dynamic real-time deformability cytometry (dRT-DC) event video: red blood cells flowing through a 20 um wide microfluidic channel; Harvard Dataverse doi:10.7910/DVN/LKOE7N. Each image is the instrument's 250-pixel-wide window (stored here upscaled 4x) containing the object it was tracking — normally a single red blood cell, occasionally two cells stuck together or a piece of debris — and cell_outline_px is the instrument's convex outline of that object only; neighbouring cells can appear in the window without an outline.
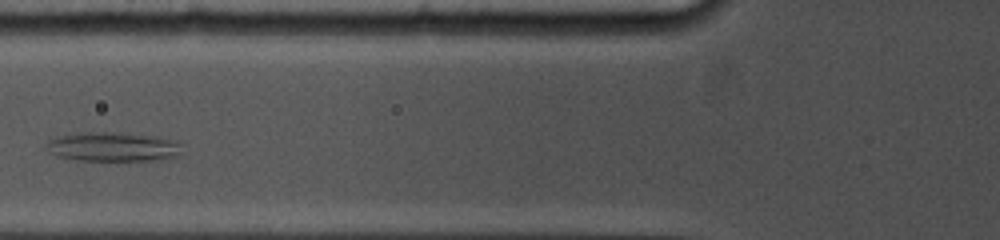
{"species": "common noctule bat (a hibernating species)", "species_latin": "Nyctalus noctula", "temperature_condition": "cold", "stored_images_in_passage": 24, "camera_frame_rate_fps": 5000, "um_per_image_px": 0.085, "animal": {"sex": "female", "body_mass_g": 19.0, "forearm_length_mm": 53.3}, "frame": {"image": 1, "passage_image": 7, "time_ms": 3.8, "image_size_px": [1000, 240], "cell_outline_px": [[180, 144], [176, 156], [156, 160], [80, 160], [56, 156], [44, 148], [44, 144], [48, 140], [60, 136], [80, 132], [116, 132], [160, 136], [176, 140]], "centroid_in_image_um": [9.55, 12.46], "position_along_channel_um": 116.3, "area_um2": 23.18}}
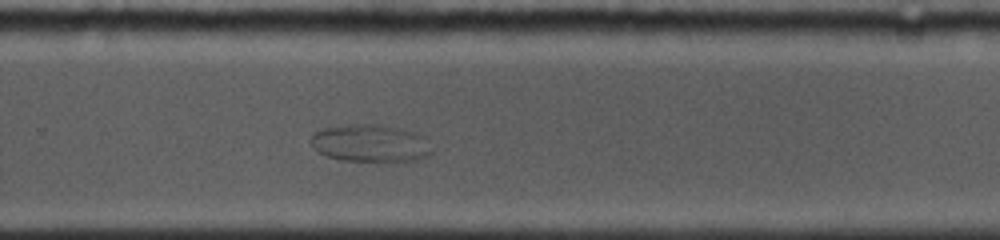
{"frame": {"image": 2, "passage_image": 15, "time_ms": 8.8, "image_size_px": [1000, 240], "cell_outline_px": [[432, 152], [416, 160], [340, 160], [316, 152], [308, 140], [316, 132], [324, 128], [356, 124], [376, 124], [404, 128], [416, 132], [424, 136]], "centroid_in_image_um": [31.45, 12.15], "position_along_channel_um": 298.4, "area_um2": 26.13}}
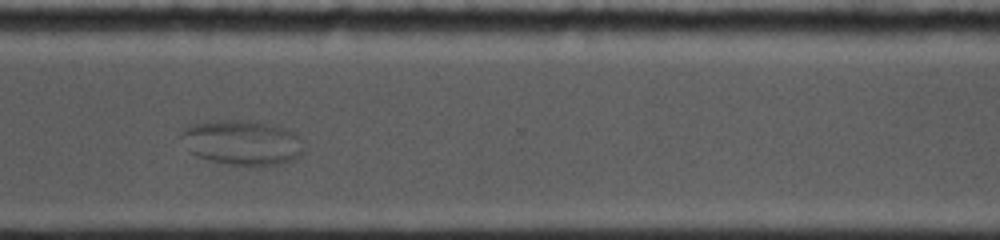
{"frame": {"image": 3, "passage_image": 18, "time_ms": 10.2, "image_size_px": [1000, 240], "cell_outline_px": [[304, 140], [300, 156], [292, 160], [280, 164], [228, 164], [208, 160], [196, 156], [192, 152], [180, 136], [180, 132], [184, 128], [208, 120], [240, 120], [264, 124], [284, 128], [296, 132]], "centroid_in_image_um": [20.59, 12.1], "position_along_channel_um": 350.0, "area_um2": 31.62}}